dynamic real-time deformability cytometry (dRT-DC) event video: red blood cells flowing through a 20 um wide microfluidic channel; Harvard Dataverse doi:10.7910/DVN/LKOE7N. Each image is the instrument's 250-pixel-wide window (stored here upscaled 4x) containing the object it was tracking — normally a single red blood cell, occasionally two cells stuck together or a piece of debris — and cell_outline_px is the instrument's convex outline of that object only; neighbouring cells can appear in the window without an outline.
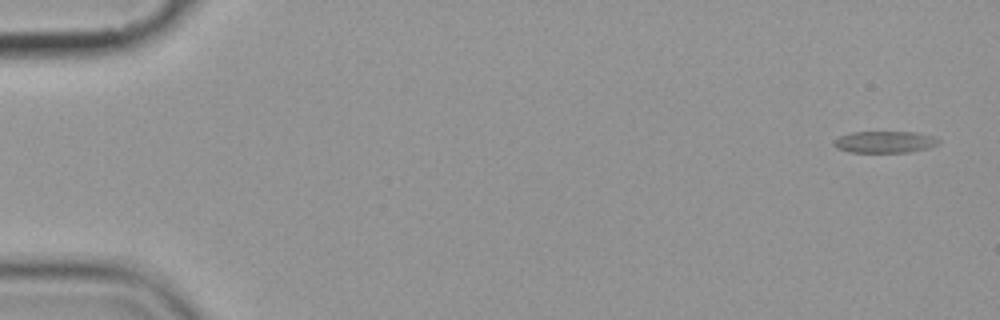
{"species": "common noctule bat (a hibernating species)", "species_latin": "Nyctalus noctula", "temperature_condition": "cold", "stored_images_in_passage": 6, "camera_frame_rate_fps": 3000, "um_per_image_px": 0.085, "animal": {"sex": "female", "body_mass_g": 19.9}, "frame": {"image": 1, "passage_image": 1, "time_ms": 0.0, "image_size_px": [1000, 320], "cell_outline_px": [[940, 140], [936, 144], [928, 148], [908, 152], [848, 152], [836, 148], [832, 144], [832, 140], [840, 136], [852, 132], [916, 132], [932, 136]], "centroid_in_image_um": [75.14, 12.07], "position_along_channel_um": 9.9, "area_um2": 13.24}}
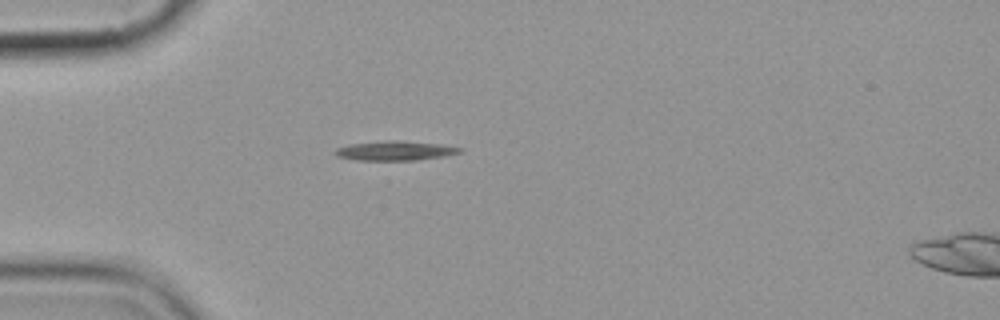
{"frame": {"image": 2, "passage_image": 5, "time_ms": 4.667, "image_size_px": [1000, 320], "cell_outline_px": [[464, 148], [460, 152], [444, 156], [416, 160], [356, 160], [336, 156], [336, 148], [348, 144], [388, 140], [396, 140], [440, 144]], "centroid_in_image_um": [33.57, 12.8], "position_along_channel_um": 51.4, "area_um2": 14.05}}